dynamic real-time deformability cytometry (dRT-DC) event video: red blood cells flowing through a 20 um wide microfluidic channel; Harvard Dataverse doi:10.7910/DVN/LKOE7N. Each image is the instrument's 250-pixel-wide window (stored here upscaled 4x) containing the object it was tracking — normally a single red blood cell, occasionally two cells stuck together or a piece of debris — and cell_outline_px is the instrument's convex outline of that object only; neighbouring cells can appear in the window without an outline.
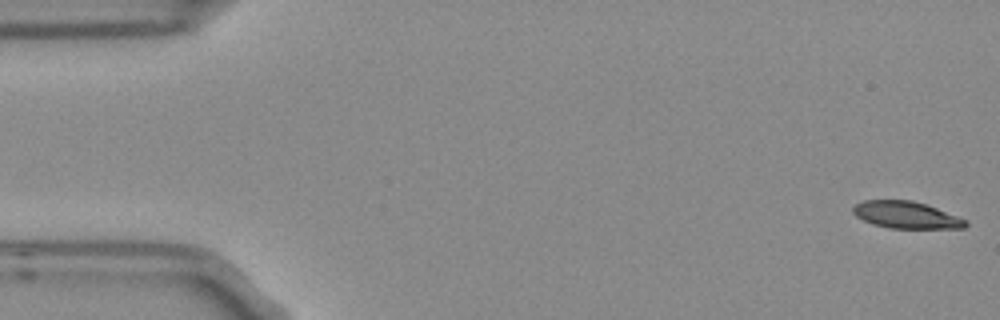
{"species": "Egyptian fruit bat (a non-hibernating species)", "species_latin": "Rousettus aegyptiacus", "temperature_condition": "room temperature", "stored_images_in_passage": 5, "segment_of_instrument_passage": [1, 2], "camera_frame_rate_fps": 3000, "um_per_image_px": 0.085, "frame": {"image": 1, "passage_image": 1, "time_ms": 0.0, "image_size_px": [1000, 320], "cell_outline_px": [[968, 224], [964, 228], [888, 228], [872, 224], [856, 216], [852, 212], [852, 208], [856, 204], [864, 200], [912, 200], [928, 204], [968, 220]], "centroid_in_image_um": [77.05, 18.26], "position_along_channel_um": 8.0, "area_um2": 17.86}}
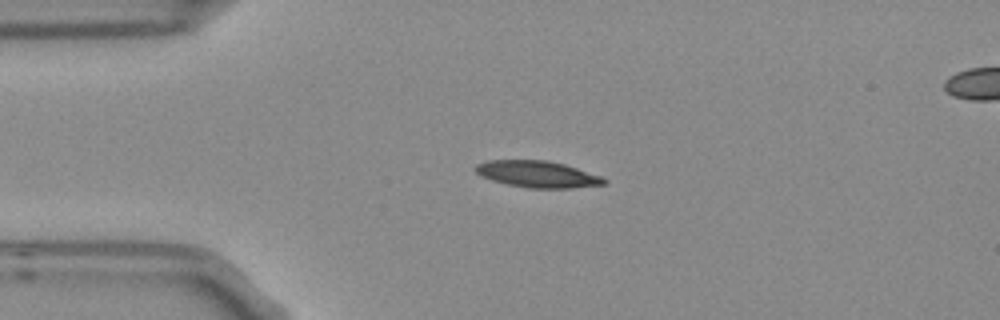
{"frame": {"image": 2, "passage_image": 4, "time_ms": 1.0, "image_size_px": [1000, 320], "cell_outline_px": [[608, 180], [604, 184], [572, 188], [528, 188], [508, 184], [492, 180], [480, 176], [472, 168], [476, 164], [488, 160], [548, 160], [564, 164], [600, 176]], "centroid_in_image_um": [45.64, 14.8], "position_along_channel_um": 39.4, "area_um2": 19.88}}